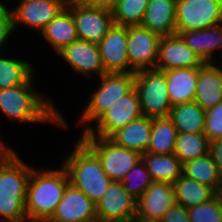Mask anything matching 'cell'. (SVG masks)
Listing matches in <instances>:
<instances>
[{
    "label": "cell",
    "instance_id": "7bdbcfd3",
    "mask_svg": "<svg viewBox=\"0 0 222 222\" xmlns=\"http://www.w3.org/2000/svg\"><path fill=\"white\" fill-rule=\"evenodd\" d=\"M130 222H161L160 220L142 219L135 216Z\"/></svg>",
    "mask_w": 222,
    "mask_h": 222
},
{
    "label": "cell",
    "instance_id": "83f0119b",
    "mask_svg": "<svg viewBox=\"0 0 222 222\" xmlns=\"http://www.w3.org/2000/svg\"><path fill=\"white\" fill-rule=\"evenodd\" d=\"M178 131L168 117L152 118V130L147 152L173 154Z\"/></svg>",
    "mask_w": 222,
    "mask_h": 222
},
{
    "label": "cell",
    "instance_id": "4316f807",
    "mask_svg": "<svg viewBox=\"0 0 222 222\" xmlns=\"http://www.w3.org/2000/svg\"><path fill=\"white\" fill-rule=\"evenodd\" d=\"M182 175L222 193V179L210 153L184 163Z\"/></svg>",
    "mask_w": 222,
    "mask_h": 222
},
{
    "label": "cell",
    "instance_id": "9c48e42d",
    "mask_svg": "<svg viewBox=\"0 0 222 222\" xmlns=\"http://www.w3.org/2000/svg\"><path fill=\"white\" fill-rule=\"evenodd\" d=\"M142 115L139 96L134 88L95 121V129L90 126L81 136L110 137L118 129L123 128Z\"/></svg>",
    "mask_w": 222,
    "mask_h": 222
},
{
    "label": "cell",
    "instance_id": "cb8c5ba5",
    "mask_svg": "<svg viewBox=\"0 0 222 222\" xmlns=\"http://www.w3.org/2000/svg\"><path fill=\"white\" fill-rule=\"evenodd\" d=\"M141 159L145 163L153 182L174 183L182 176L183 164L174 154L143 153Z\"/></svg>",
    "mask_w": 222,
    "mask_h": 222
},
{
    "label": "cell",
    "instance_id": "ffe728a7",
    "mask_svg": "<svg viewBox=\"0 0 222 222\" xmlns=\"http://www.w3.org/2000/svg\"><path fill=\"white\" fill-rule=\"evenodd\" d=\"M177 0H149L141 26L160 36L176 34Z\"/></svg>",
    "mask_w": 222,
    "mask_h": 222
},
{
    "label": "cell",
    "instance_id": "3957f363",
    "mask_svg": "<svg viewBox=\"0 0 222 222\" xmlns=\"http://www.w3.org/2000/svg\"><path fill=\"white\" fill-rule=\"evenodd\" d=\"M69 155L62 166L70 184L97 204L112 182L102 169L100 159L80 138Z\"/></svg>",
    "mask_w": 222,
    "mask_h": 222
},
{
    "label": "cell",
    "instance_id": "b9f144b4",
    "mask_svg": "<svg viewBox=\"0 0 222 222\" xmlns=\"http://www.w3.org/2000/svg\"><path fill=\"white\" fill-rule=\"evenodd\" d=\"M120 0H94V6L112 11Z\"/></svg>",
    "mask_w": 222,
    "mask_h": 222
},
{
    "label": "cell",
    "instance_id": "f546056e",
    "mask_svg": "<svg viewBox=\"0 0 222 222\" xmlns=\"http://www.w3.org/2000/svg\"><path fill=\"white\" fill-rule=\"evenodd\" d=\"M33 71L25 60L0 57V90L25 84L34 75Z\"/></svg>",
    "mask_w": 222,
    "mask_h": 222
},
{
    "label": "cell",
    "instance_id": "ee69618b",
    "mask_svg": "<svg viewBox=\"0 0 222 222\" xmlns=\"http://www.w3.org/2000/svg\"><path fill=\"white\" fill-rule=\"evenodd\" d=\"M220 24L222 25V5H221V21Z\"/></svg>",
    "mask_w": 222,
    "mask_h": 222
},
{
    "label": "cell",
    "instance_id": "8fae6325",
    "mask_svg": "<svg viewBox=\"0 0 222 222\" xmlns=\"http://www.w3.org/2000/svg\"><path fill=\"white\" fill-rule=\"evenodd\" d=\"M96 214L99 222H130L137 216V200L121 182H111L96 204Z\"/></svg>",
    "mask_w": 222,
    "mask_h": 222
},
{
    "label": "cell",
    "instance_id": "d6986e66",
    "mask_svg": "<svg viewBox=\"0 0 222 222\" xmlns=\"http://www.w3.org/2000/svg\"><path fill=\"white\" fill-rule=\"evenodd\" d=\"M194 101L205 111L222 102L221 66L216 63H204L199 67L196 95Z\"/></svg>",
    "mask_w": 222,
    "mask_h": 222
},
{
    "label": "cell",
    "instance_id": "ab89813d",
    "mask_svg": "<svg viewBox=\"0 0 222 222\" xmlns=\"http://www.w3.org/2000/svg\"><path fill=\"white\" fill-rule=\"evenodd\" d=\"M2 141L0 138V168L16 153L15 150L4 145L5 142Z\"/></svg>",
    "mask_w": 222,
    "mask_h": 222
},
{
    "label": "cell",
    "instance_id": "60d3db41",
    "mask_svg": "<svg viewBox=\"0 0 222 222\" xmlns=\"http://www.w3.org/2000/svg\"><path fill=\"white\" fill-rule=\"evenodd\" d=\"M61 2L64 8L94 4V0H61Z\"/></svg>",
    "mask_w": 222,
    "mask_h": 222
},
{
    "label": "cell",
    "instance_id": "4fadbf2b",
    "mask_svg": "<svg viewBox=\"0 0 222 222\" xmlns=\"http://www.w3.org/2000/svg\"><path fill=\"white\" fill-rule=\"evenodd\" d=\"M68 9L74 17L80 40L98 44L114 24L112 12L98 6H74Z\"/></svg>",
    "mask_w": 222,
    "mask_h": 222
},
{
    "label": "cell",
    "instance_id": "6da1fadb",
    "mask_svg": "<svg viewBox=\"0 0 222 222\" xmlns=\"http://www.w3.org/2000/svg\"><path fill=\"white\" fill-rule=\"evenodd\" d=\"M32 76L25 84L0 90V110L10 120L27 123H53L58 127L68 128L50 99L37 93L33 88Z\"/></svg>",
    "mask_w": 222,
    "mask_h": 222
},
{
    "label": "cell",
    "instance_id": "e575fe53",
    "mask_svg": "<svg viewBox=\"0 0 222 222\" xmlns=\"http://www.w3.org/2000/svg\"><path fill=\"white\" fill-rule=\"evenodd\" d=\"M186 45L206 63L205 29L178 33Z\"/></svg>",
    "mask_w": 222,
    "mask_h": 222
},
{
    "label": "cell",
    "instance_id": "277c9868",
    "mask_svg": "<svg viewBox=\"0 0 222 222\" xmlns=\"http://www.w3.org/2000/svg\"><path fill=\"white\" fill-rule=\"evenodd\" d=\"M31 172L17 153L0 168V222H28L25 202Z\"/></svg>",
    "mask_w": 222,
    "mask_h": 222
},
{
    "label": "cell",
    "instance_id": "d6a6232c",
    "mask_svg": "<svg viewBox=\"0 0 222 222\" xmlns=\"http://www.w3.org/2000/svg\"><path fill=\"white\" fill-rule=\"evenodd\" d=\"M190 222H222V193L213 199L187 209Z\"/></svg>",
    "mask_w": 222,
    "mask_h": 222
},
{
    "label": "cell",
    "instance_id": "30bf717a",
    "mask_svg": "<svg viewBox=\"0 0 222 222\" xmlns=\"http://www.w3.org/2000/svg\"><path fill=\"white\" fill-rule=\"evenodd\" d=\"M161 36L141 25L128 26L127 55L129 66L136 72L155 69Z\"/></svg>",
    "mask_w": 222,
    "mask_h": 222
},
{
    "label": "cell",
    "instance_id": "52a82bcc",
    "mask_svg": "<svg viewBox=\"0 0 222 222\" xmlns=\"http://www.w3.org/2000/svg\"><path fill=\"white\" fill-rule=\"evenodd\" d=\"M135 89L144 116L168 117L172 108L164 71L144 69L134 72Z\"/></svg>",
    "mask_w": 222,
    "mask_h": 222
},
{
    "label": "cell",
    "instance_id": "5b68a950",
    "mask_svg": "<svg viewBox=\"0 0 222 222\" xmlns=\"http://www.w3.org/2000/svg\"><path fill=\"white\" fill-rule=\"evenodd\" d=\"M100 85L90 93V101L82 111L80 123L86 127L82 130L84 133L90 125L89 122H95L103 113L113 106L119 99L135 88L134 73H106L100 78Z\"/></svg>",
    "mask_w": 222,
    "mask_h": 222
},
{
    "label": "cell",
    "instance_id": "e0dca14e",
    "mask_svg": "<svg viewBox=\"0 0 222 222\" xmlns=\"http://www.w3.org/2000/svg\"><path fill=\"white\" fill-rule=\"evenodd\" d=\"M63 8L61 0L19 1L12 8L14 31L19 24H23L41 32Z\"/></svg>",
    "mask_w": 222,
    "mask_h": 222
},
{
    "label": "cell",
    "instance_id": "44dd1931",
    "mask_svg": "<svg viewBox=\"0 0 222 222\" xmlns=\"http://www.w3.org/2000/svg\"><path fill=\"white\" fill-rule=\"evenodd\" d=\"M164 73L172 106L194 101L199 68H178Z\"/></svg>",
    "mask_w": 222,
    "mask_h": 222
},
{
    "label": "cell",
    "instance_id": "7402d4cb",
    "mask_svg": "<svg viewBox=\"0 0 222 222\" xmlns=\"http://www.w3.org/2000/svg\"><path fill=\"white\" fill-rule=\"evenodd\" d=\"M152 130V118L142 115L118 129L109 138L116 144L139 154L147 152Z\"/></svg>",
    "mask_w": 222,
    "mask_h": 222
},
{
    "label": "cell",
    "instance_id": "9a60e30c",
    "mask_svg": "<svg viewBox=\"0 0 222 222\" xmlns=\"http://www.w3.org/2000/svg\"><path fill=\"white\" fill-rule=\"evenodd\" d=\"M96 204L86 194L69 184L55 213L48 222H96Z\"/></svg>",
    "mask_w": 222,
    "mask_h": 222
},
{
    "label": "cell",
    "instance_id": "7c38bea8",
    "mask_svg": "<svg viewBox=\"0 0 222 222\" xmlns=\"http://www.w3.org/2000/svg\"><path fill=\"white\" fill-rule=\"evenodd\" d=\"M128 26L113 24L97 44L107 73H134L127 55Z\"/></svg>",
    "mask_w": 222,
    "mask_h": 222
},
{
    "label": "cell",
    "instance_id": "4dcf8cb0",
    "mask_svg": "<svg viewBox=\"0 0 222 222\" xmlns=\"http://www.w3.org/2000/svg\"><path fill=\"white\" fill-rule=\"evenodd\" d=\"M149 0H120L113 8V22L120 26L141 25Z\"/></svg>",
    "mask_w": 222,
    "mask_h": 222
},
{
    "label": "cell",
    "instance_id": "d590c367",
    "mask_svg": "<svg viewBox=\"0 0 222 222\" xmlns=\"http://www.w3.org/2000/svg\"><path fill=\"white\" fill-rule=\"evenodd\" d=\"M206 63H214V52L221 50L222 54V25L218 24L205 29Z\"/></svg>",
    "mask_w": 222,
    "mask_h": 222
},
{
    "label": "cell",
    "instance_id": "d4e9b609",
    "mask_svg": "<svg viewBox=\"0 0 222 222\" xmlns=\"http://www.w3.org/2000/svg\"><path fill=\"white\" fill-rule=\"evenodd\" d=\"M168 118L178 133H204L206 111L195 101L172 106Z\"/></svg>",
    "mask_w": 222,
    "mask_h": 222
},
{
    "label": "cell",
    "instance_id": "5bb4252c",
    "mask_svg": "<svg viewBox=\"0 0 222 222\" xmlns=\"http://www.w3.org/2000/svg\"><path fill=\"white\" fill-rule=\"evenodd\" d=\"M204 64L179 34L161 36L155 69L199 68Z\"/></svg>",
    "mask_w": 222,
    "mask_h": 222
},
{
    "label": "cell",
    "instance_id": "ac0fdd59",
    "mask_svg": "<svg viewBox=\"0 0 222 222\" xmlns=\"http://www.w3.org/2000/svg\"><path fill=\"white\" fill-rule=\"evenodd\" d=\"M176 203L172 183L152 182L137 200V217L161 220Z\"/></svg>",
    "mask_w": 222,
    "mask_h": 222
},
{
    "label": "cell",
    "instance_id": "1f68e13d",
    "mask_svg": "<svg viewBox=\"0 0 222 222\" xmlns=\"http://www.w3.org/2000/svg\"><path fill=\"white\" fill-rule=\"evenodd\" d=\"M153 182L143 160H139L123 178L121 184L125 190L138 200Z\"/></svg>",
    "mask_w": 222,
    "mask_h": 222
},
{
    "label": "cell",
    "instance_id": "836d02e7",
    "mask_svg": "<svg viewBox=\"0 0 222 222\" xmlns=\"http://www.w3.org/2000/svg\"><path fill=\"white\" fill-rule=\"evenodd\" d=\"M204 134L210 141L222 137V102L206 111Z\"/></svg>",
    "mask_w": 222,
    "mask_h": 222
},
{
    "label": "cell",
    "instance_id": "7a4b0ae2",
    "mask_svg": "<svg viewBox=\"0 0 222 222\" xmlns=\"http://www.w3.org/2000/svg\"><path fill=\"white\" fill-rule=\"evenodd\" d=\"M70 184L66 169H46L37 171L32 168L26 193V216L28 222L48 221L55 213Z\"/></svg>",
    "mask_w": 222,
    "mask_h": 222
},
{
    "label": "cell",
    "instance_id": "f1b7e54d",
    "mask_svg": "<svg viewBox=\"0 0 222 222\" xmlns=\"http://www.w3.org/2000/svg\"><path fill=\"white\" fill-rule=\"evenodd\" d=\"M210 140L204 133H178L173 154L182 164L209 154Z\"/></svg>",
    "mask_w": 222,
    "mask_h": 222
},
{
    "label": "cell",
    "instance_id": "f35d334b",
    "mask_svg": "<svg viewBox=\"0 0 222 222\" xmlns=\"http://www.w3.org/2000/svg\"><path fill=\"white\" fill-rule=\"evenodd\" d=\"M210 155L214 160L218 173L222 179V137L210 141Z\"/></svg>",
    "mask_w": 222,
    "mask_h": 222
},
{
    "label": "cell",
    "instance_id": "8d00e7d4",
    "mask_svg": "<svg viewBox=\"0 0 222 222\" xmlns=\"http://www.w3.org/2000/svg\"><path fill=\"white\" fill-rule=\"evenodd\" d=\"M13 13L4 3L0 2V49L13 34Z\"/></svg>",
    "mask_w": 222,
    "mask_h": 222
},
{
    "label": "cell",
    "instance_id": "603a6c76",
    "mask_svg": "<svg viewBox=\"0 0 222 222\" xmlns=\"http://www.w3.org/2000/svg\"><path fill=\"white\" fill-rule=\"evenodd\" d=\"M46 42L56 54L65 46L75 42L78 38L77 29L72 12L63 8L41 31Z\"/></svg>",
    "mask_w": 222,
    "mask_h": 222
},
{
    "label": "cell",
    "instance_id": "8992f818",
    "mask_svg": "<svg viewBox=\"0 0 222 222\" xmlns=\"http://www.w3.org/2000/svg\"><path fill=\"white\" fill-rule=\"evenodd\" d=\"M100 159L102 169L112 182H121L141 160V154L116 144L109 137H79Z\"/></svg>",
    "mask_w": 222,
    "mask_h": 222
},
{
    "label": "cell",
    "instance_id": "74e56055",
    "mask_svg": "<svg viewBox=\"0 0 222 222\" xmlns=\"http://www.w3.org/2000/svg\"><path fill=\"white\" fill-rule=\"evenodd\" d=\"M161 222H190L187 208L176 203L160 220Z\"/></svg>",
    "mask_w": 222,
    "mask_h": 222
},
{
    "label": "cell",
    "instance_id": "484cf974",
    "mask_svg": "<svg viewBox=\"0 0 222 222\" xmlns=\"http://www.w3.org/2000/svg\"><path fill=\"white\" fill-rule=\"evenodd\" d=\"M173 188L176 202L187 209L210 201L218 194L213 188L183 175L173 183Z\"/></svg>",
    "mask_w": 222,
    "mask_h": 222
},
{
    "label": "cell",
    "instance_id": "ba28073f",
    "mask_svg": "<svg viewBox=\"0 0 222 222\" xmlns=\"http://www.w3.org/2000/svg\"><path fill=\"white\" fill-rule=\"evenodd\" d=\"M222 0H177L176 34L220 24Z\"/></svg>",
    "mask_w": 222,
    "mask_h": 222
},
{
    "label": "cell",
    "instance_id": "2e32d148",
    "mask_svg": "<svg viewBox=\"0 0 222 222\" xmlns=\"http://www.w3.org/2000/svg\"><path fill=\"white\" fill-rule=\"evenodd\" d=\"M77 73L88 77L106 74L97 43L77 39L57 53Z\"/></svg>",
    "mask_w": 222,
    "mask_h": 222
}]
</instances>
